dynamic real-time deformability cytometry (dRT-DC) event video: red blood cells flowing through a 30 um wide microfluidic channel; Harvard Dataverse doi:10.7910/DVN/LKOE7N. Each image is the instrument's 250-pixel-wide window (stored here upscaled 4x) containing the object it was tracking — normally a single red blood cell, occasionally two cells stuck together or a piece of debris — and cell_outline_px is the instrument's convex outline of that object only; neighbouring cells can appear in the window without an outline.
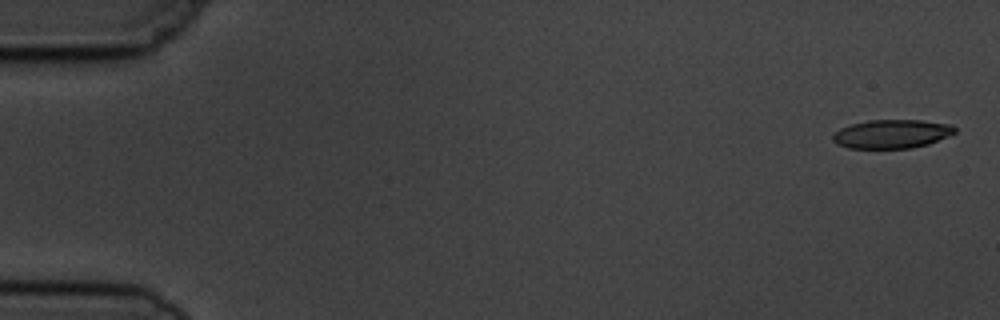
{"species": "common noctule bat (a hibernating species)", "species_latin": "Nyctalus noctula", "temperature_condition": "cold", "stored_images_in_passage": 5, "camera_frame_rate_fps": 3000, "um_per_image_px": 0.085, "animal": {"sex": "male", "body_mass_g": 19.5, "forearm_length_mm": 54.6}, "frame": {"image": 1, "passage_image": 1, "time_ms": 0.0, "image_size_px": [1000, 320], "cell_outline_px": [[956, 132], [948, 136], [928, 144], [912, 148], [848, 148], [836, 144], [832, 140], [832, 136], [840, 128], [852, 124], [868, 120], [920, 120], [952, 124], [956, 128]], "centroid_in_image_um": [75.8, 11.38], "position_along_channel_um": 9.2, "area_um2": 20.46}}
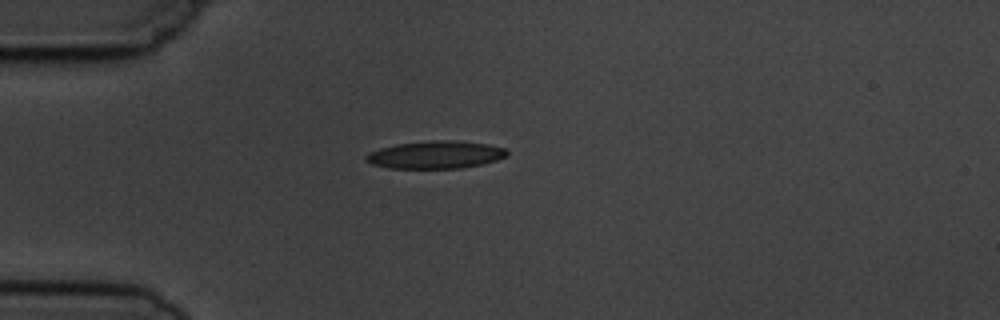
{"frame": {"image": 2, "passage_image": 5, "time_ms": 4.333, "image_size_px": [1000, 320], "cell_outline_px": [[508, 156], [496, 160], [480, 164], [460, 168], [388, 168], [372, 164], [364, 160], [364, 156], [380, 148], [396, 144], [432, 140], [452, 140], [488, 144], [504, 148], [508, 152]], "centroid_in_image_um": [37.01, 13.15], "position_along_channel_um": 48.0, "area_um2": 22.6}}